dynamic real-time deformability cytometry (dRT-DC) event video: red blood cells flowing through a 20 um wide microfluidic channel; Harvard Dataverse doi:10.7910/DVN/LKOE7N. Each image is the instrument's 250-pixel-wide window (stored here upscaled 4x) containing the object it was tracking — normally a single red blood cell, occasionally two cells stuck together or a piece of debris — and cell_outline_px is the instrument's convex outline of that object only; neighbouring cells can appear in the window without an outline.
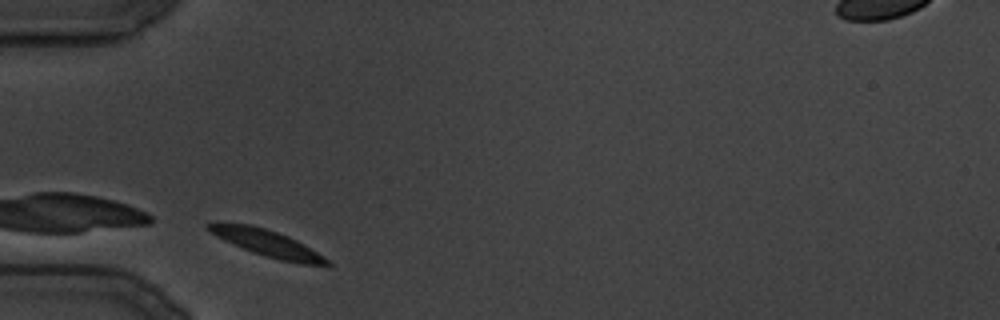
{"species": "common noctule bat (a hibernating species)", "species_latin": "Nyctalus noctula", "temperature_condition": "cold", "stored_images_in_passage": 69, "camera_frame_rate_fps": 3000, "um_per_image_px": 0.085, "animal": {"sex": "male", "body_mass_g": 19.5, "forearm_length_mm": 54.6}, "frame": {"image": 1, "passage_image": 1, "time_ms": 0.0, "image_size_px": [1000, 320], "cell_outline_px": [[332, 264], [304, 264], [280, 260], [252, 252], [224, 240], [216, 236], [204, 228], [204, 224], [252, 224], [288, 236], [296, 240], [324, 256]], "centroid_in_image_um": [22.69, 20.66], "position_along_channel_um": 62.3, "area_um2": 17.8}}